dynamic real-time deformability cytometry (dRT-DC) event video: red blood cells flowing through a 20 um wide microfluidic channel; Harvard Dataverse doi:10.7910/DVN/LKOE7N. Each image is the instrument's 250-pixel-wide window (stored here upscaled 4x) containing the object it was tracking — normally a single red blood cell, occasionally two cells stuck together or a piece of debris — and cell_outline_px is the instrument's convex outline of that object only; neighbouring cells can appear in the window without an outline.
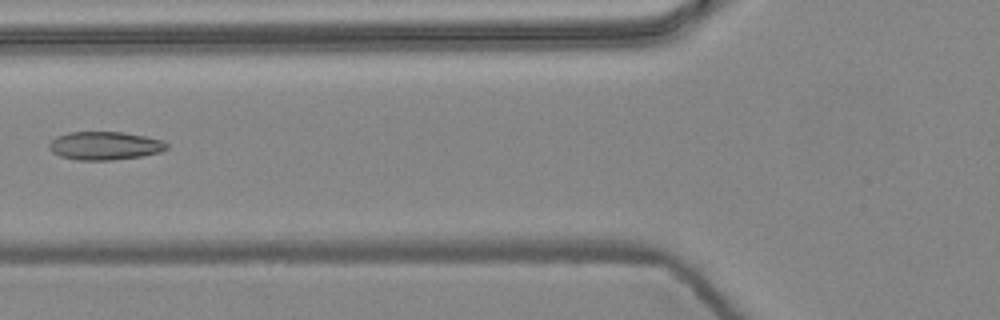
{"species": "common noctule bat (a hibernating species)", "species_latin": "Nyctalus noctula", "temperature_condition": "warm", "stored_images_in_passage": 6, "camera_frame_rate_fps": 3000, "um_per_image_px": 0.085, "animal": {"sex": "female", "body_mass_g": 24.6, "forearm_length_mm": 56.2}, "frame": {"image": 1, "passage_image": 6, "time_ms": 1.667, "image_size_px": [1000, 320], "cell_outline_px": [[168, 148], [160, 152], [140, 156], [112, 160], [76, 160], [60, 156], [52, 152], [48, 148], [48, 144], [56, 136], [68, 132], [124, 132], [164, 140], [168, 144]], "centroid_in_image_um": [8.89, 12.38], "position_along_channel_um": 116.9, "area_um2": 19.48}}